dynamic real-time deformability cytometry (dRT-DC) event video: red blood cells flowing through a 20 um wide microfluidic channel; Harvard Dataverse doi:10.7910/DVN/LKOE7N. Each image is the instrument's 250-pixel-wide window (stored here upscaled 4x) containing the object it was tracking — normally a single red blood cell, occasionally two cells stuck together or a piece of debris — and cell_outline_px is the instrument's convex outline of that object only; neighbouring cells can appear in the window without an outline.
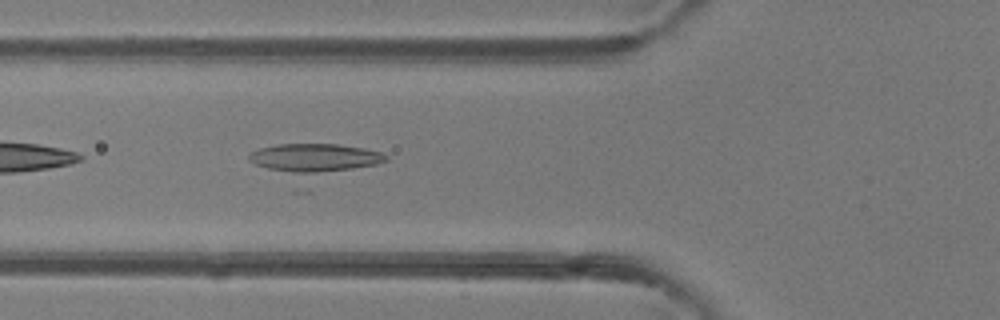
{"species": "common noctule bat (a hibernating species)", "species_latin": "Nyctalus noctula", "temperature_condition": "room temperature", "stored_images_in_passage": 33, "camera_frame_rate_fps": 3000, "um_per_image_px": 0.085, "animal": {"sex": "female"}, "frame": {"image": 1, "passage_image": 3, "time_ms": 0.667, "image_size_px": [1000, 320], "cell_outline_px": [[388, 160], [312, 192], [292, 192], [248, 160], [248, 156], [252, 152], [260, 148], [276, 144], [336, 144], [364, 148], [380, 152], [388, 156]], "centroid_in_image_um": [26.64, 13.93], "position_along_channel_um": 99.2, "area_um2": 32.14}}
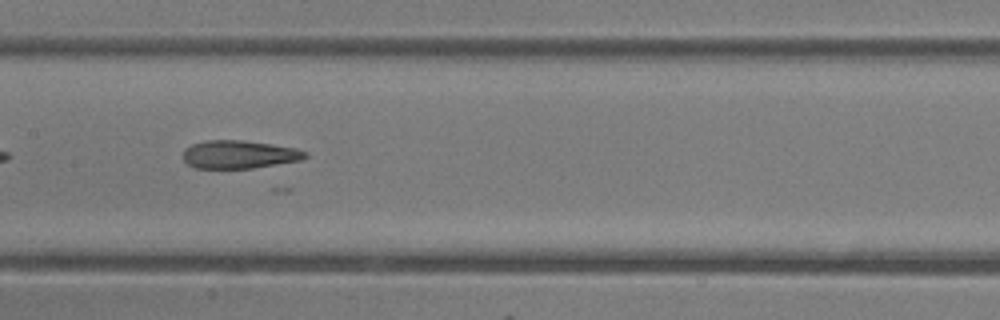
{"frame": {"image": 2, "passage_image": 9, "time_ms": 2.667, "image_size_px": [1000, 320], "cell_outline_px": [[308, 156], [300, 160], [252, 168], [196, 168], [188, 164], [184, 160], [184, 148], [192, 144], [204, 140], [244, 140], [272, 144], [296, 148], [308, 152]], "centroid_in_image_um": [20.33, 13.12], "position_along_channel_um": 187.1, "area_um2": 20.0}}
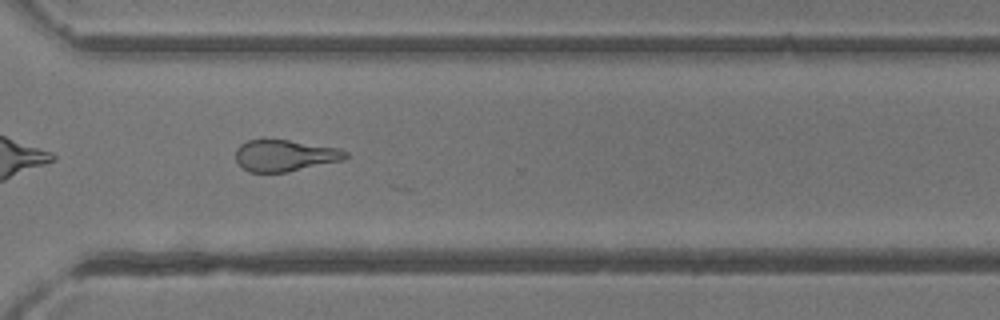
{"frame": {"image": 3, "passage_image": 20, "time_ms": 6.333, "image_size_px": [1000, 320], "cell_outline_px": [[348, 156], [340, 160], [288, 172], [248, 172], [236, 160], [236, 148], [240, 144], [248, 140], [264, 136], [336, 148], [348, 152]], "centroid_in_image_um": [24.12, 13.18], "position_along_channel_um": 346.5, "area_um2": 20.35}}